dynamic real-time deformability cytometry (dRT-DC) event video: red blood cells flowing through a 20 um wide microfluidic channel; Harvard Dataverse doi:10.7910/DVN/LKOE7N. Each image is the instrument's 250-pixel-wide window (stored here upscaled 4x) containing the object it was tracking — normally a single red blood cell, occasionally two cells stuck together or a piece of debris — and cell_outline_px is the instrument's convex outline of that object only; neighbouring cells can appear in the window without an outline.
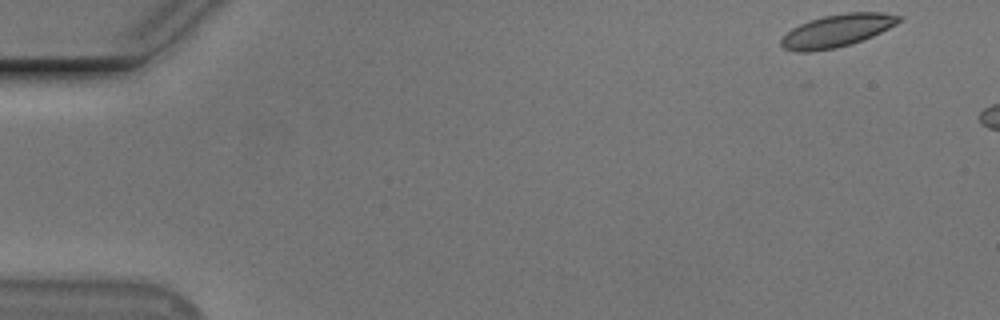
{"species": "Egyptian fruit bat (a non-hibernating species)", "species_latin": "Rousettus aegyptiacus", "temperature_condition": "cold", "stored_images_in_passage": 6, "camera_frame_rate_fps": 3000, "um_per_image_px": 0.085, "animal": {"sex": "male"}, "frame": {"image": 1, "passage_image": 1, "time_ms": 0.0, "image_size_px": [1000, 320], "cell_outline_px": [[904, 16], [896, 24], [872, 36], [852, 44], [836, 48], [808, 52], [800, 52], [784, 48], [780, 44], [780, 40], [792, 28], [808, 20], [824, 16], [848, 12], [880, 12]], "centroid_in_image_um": [71.15, 2.6], "position_along_channel_um": 13.9, "area_um2": 22.25}}